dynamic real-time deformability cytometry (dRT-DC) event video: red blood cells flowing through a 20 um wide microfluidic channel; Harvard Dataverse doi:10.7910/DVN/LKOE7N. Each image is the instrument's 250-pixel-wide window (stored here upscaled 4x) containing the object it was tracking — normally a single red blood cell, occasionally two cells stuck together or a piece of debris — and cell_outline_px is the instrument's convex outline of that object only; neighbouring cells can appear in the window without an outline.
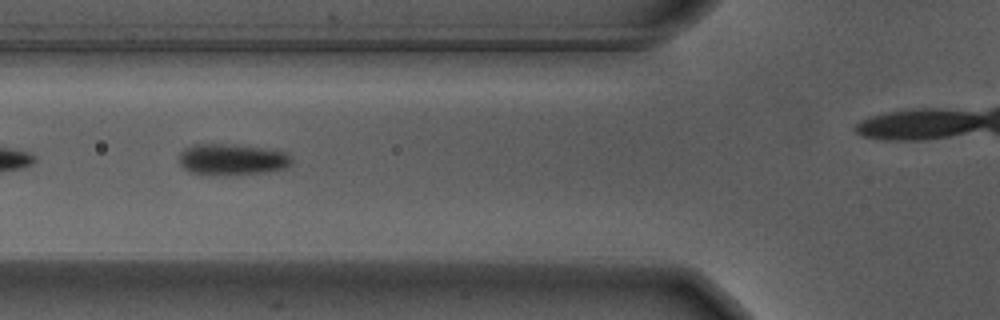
{"species": "Egyptian fruit bat (a non-hibernating species)", "species_latin": "Rousettus aegyptiacus", "temperature_condition": "warm", "stored_images_in_passage": 20, "camera_frame_rate_fps": 3000, "um_per_image_px": 0.085, "animal": {"sex": "male"}, "frame": {"image": 1, "passage_image": 4, "time_ms": 1.0, "image_size_px": [1000, 320], "cell_outline_px": [[292, 160], [288, 168], [264, 172], [212, 176], [200, 176], [188, 172], [180, 164], [180, 152], [184, 148], [196, 144], [228, 144], [260, 148], [284, 152]], "centroid_in_image_um": [19.64, 13.58], "position_along_channel_um": 106.2, "area_um2": 20.58}}